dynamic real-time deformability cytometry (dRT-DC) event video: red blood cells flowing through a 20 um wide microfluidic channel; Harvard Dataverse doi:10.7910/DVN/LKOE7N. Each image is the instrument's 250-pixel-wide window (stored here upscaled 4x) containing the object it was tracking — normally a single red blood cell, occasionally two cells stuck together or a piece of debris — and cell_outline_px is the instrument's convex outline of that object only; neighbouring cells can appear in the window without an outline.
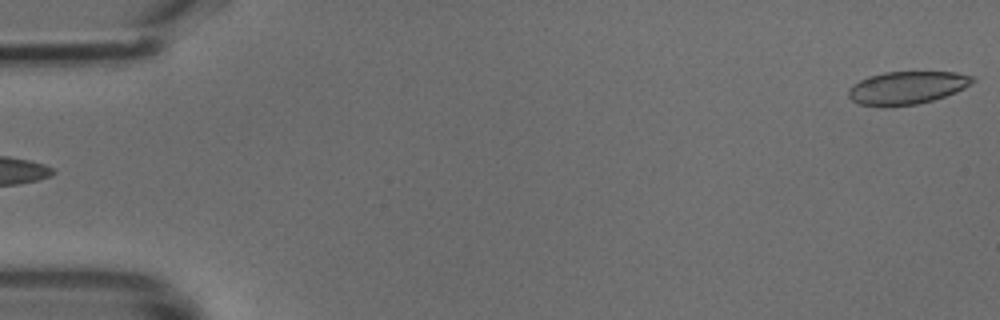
{"species": "common noctule bat (a hibernating species)", "species_latin": "Nyctalus noctula", "temperature_condition": "cold", "stored_images_in_passage": 2, "camera_frame_rate_fps": 3000, "um_per_image_px": 0.085, "animal": {"sex": "male", "body_mass_g": 18.8}, "frame": {"image": 1, "passage_image": 2, "time_ms": 0.333, "image_size_px": [1000, 320], "cell_outline_px": [[976, 80], [964, 88], [956, 92], [932, 100], [916, 104], [860, 104], [852, 100], [848, 96], [848, 92], [860, 80], [868, 76], [884, 72], [956, 72], [976, 76]], "centroid_in_image_um": [77.18, 7.41], "position_along_channel_um": 7.8, "area_um2": 23.06}}